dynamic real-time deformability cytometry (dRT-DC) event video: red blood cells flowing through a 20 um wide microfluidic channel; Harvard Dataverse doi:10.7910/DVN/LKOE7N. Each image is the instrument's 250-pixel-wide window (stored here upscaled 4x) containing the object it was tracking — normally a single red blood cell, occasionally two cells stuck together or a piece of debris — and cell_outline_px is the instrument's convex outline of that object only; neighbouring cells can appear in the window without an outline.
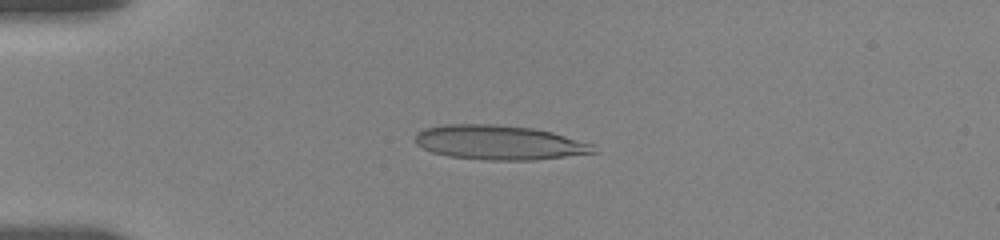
{"species": "human", "species_latin": "Homo sapiens", "temperature_condition": "room temperature", "stored_images_in_passage": 4, "camera_frame_rate_fps": 3000, "um_per_image_px": 0.085, "donor": {"sex": "female"}, "frame": {"image": 1, "passage_image": 3, "time_ms": 2.0, "image_size_px": [1000, 240], "cell_outline_px": [[600, 152], [536, 160], [488, 160], [448, 156], [432, 152], [416, 144], [416, 132], [424, 128], [444, 124], [496, 124], [532, 128], [552, 132], [592, 144]], "centroid_in_image_um": [42.43, 12.11], "position_along_channel_um": 42.6, "area_um2": 35.89}}